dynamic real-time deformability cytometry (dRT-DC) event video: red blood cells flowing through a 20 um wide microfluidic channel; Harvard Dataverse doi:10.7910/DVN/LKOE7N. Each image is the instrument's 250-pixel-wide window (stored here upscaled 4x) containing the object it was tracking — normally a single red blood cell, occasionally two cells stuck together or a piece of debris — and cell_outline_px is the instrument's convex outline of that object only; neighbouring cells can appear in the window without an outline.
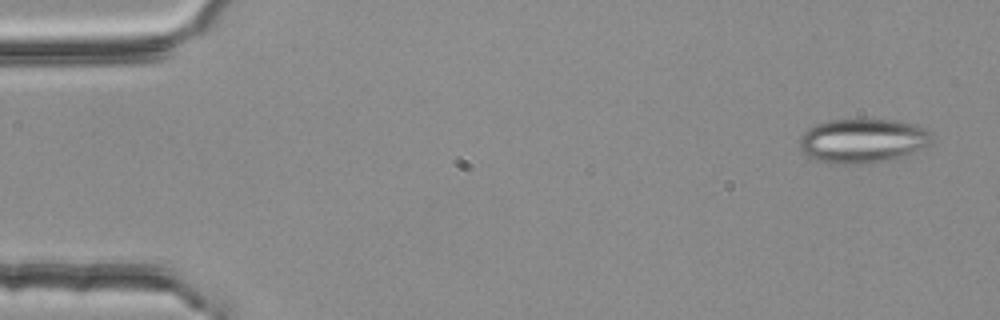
{"species": "common noctule bat (a hibernating species)", "species_latin": "Nyctalus noctula", "temperature_condition": "room temperature", "stored_images_in_passage": 5, "camera_frame_rate_fps": 3000, "um_per_image_px": 0.085, "animal": {"sex": "female", "body_mass_g": 25.1}, "frame": {"image": 1, "passage_image": 1, "time_ms": 0.0, "image_size_px": [1000, 320], "cell_outline_px": [[932, 144], [896, 160], [872, 164], [832, 164], [816, 160], [808, 156], [800, 148], [800, 136], [808, 128], [816, 124], [828, 120], [900, 120], [916, 124], [924, 128], [928, 132], [932, 140]], "centroid_in_image_um": [73.36, 11.99], "position_along_channel_um": 11.6, "area_um2": 34.68}}